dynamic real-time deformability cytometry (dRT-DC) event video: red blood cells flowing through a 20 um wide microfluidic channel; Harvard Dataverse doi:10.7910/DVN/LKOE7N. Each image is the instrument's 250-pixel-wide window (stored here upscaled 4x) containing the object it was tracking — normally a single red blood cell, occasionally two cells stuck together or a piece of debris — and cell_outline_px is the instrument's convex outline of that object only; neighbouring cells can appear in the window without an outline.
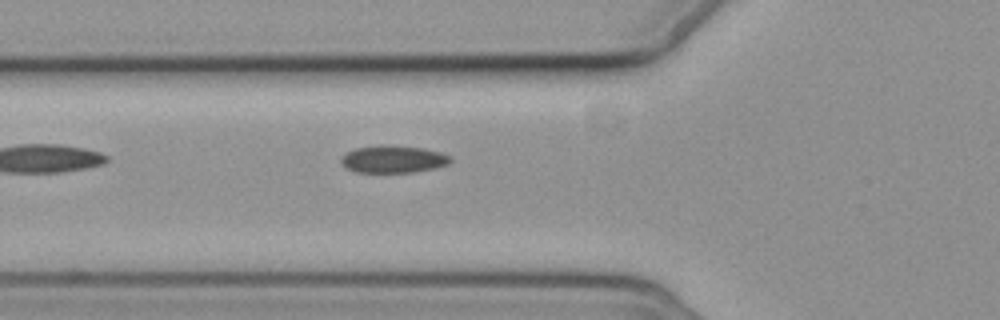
{"species": "common noctule bat (a hibernating species)", "species_latin": "Nyctalus noctula", "temperature_condition": "cold", "stored_images_in_passage": 2, "camera_frame_rate_fps": 3000, "um_per_image_px": 0.085, "animal": {"sex": "female", "body_mass_g": 19.3, "forearm_length_mm": 54.1}, "frame": {"image": 1, "passage_image": 2, "time_ms": 1.333, "image_size_px": [1000, 320], "cell_outline_px": [[452, 160], [448, 164], [436, 168], [416, 172], [356, 172], [340, 164], [340, 156], [356, 148], [424, 148], [440, 152], [452, 156]], "centroid_in_image_um": [33.47, 13.59], "position_along_channel_um": 92.3, "area_um2": 16.65}}